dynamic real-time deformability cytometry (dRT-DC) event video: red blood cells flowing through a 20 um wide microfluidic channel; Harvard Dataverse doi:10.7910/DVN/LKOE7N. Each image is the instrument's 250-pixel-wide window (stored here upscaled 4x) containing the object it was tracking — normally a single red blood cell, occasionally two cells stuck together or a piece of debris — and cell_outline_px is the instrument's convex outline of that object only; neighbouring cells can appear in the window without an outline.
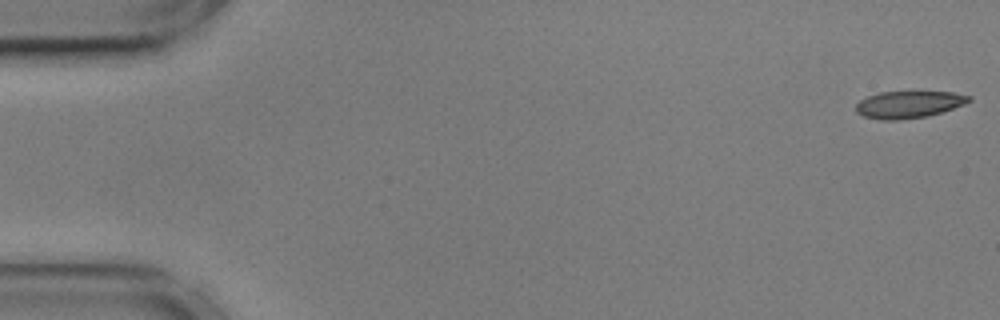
{"species": "common noctule bat (a hibernating species)", "species_latin": "Nyctalus noctula", "temperature_condition": "cold", "stored_images_in_passage": 56, "camera_frame_rate_fps": 3000, "um_per_image_px": 0.085, "animal": {"sex": "male", "body_mass_g": 17.9, "forearm_length_mm": 54.2}, "frame": {"image": 1, "passage_image": 1, "time_ms": 0.0, "image_size_px": [1000, 320], "cell_outline_px": [[972, 100], [964, 104], [928, 116], [900, 120], [880, 120], [864, 116], [856, 112], [856, 104], [860, 100], [868, 96], [880, 92], [952, 92], [972, 96]], "centroid_in_image_um": [77.23, 8.88], "position_along_channel_um": 7.8, "area_um2": 17.74}}
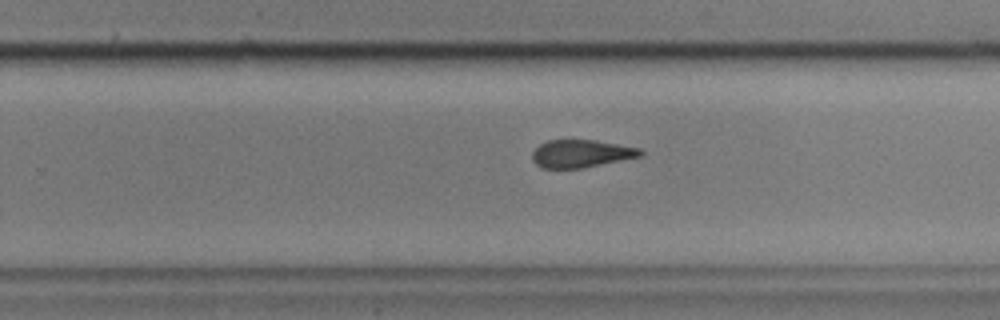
{"frame": {"image": 2, "passage_image": 35, "time_ms": 11.333, "image_size_px": [1000, 320], "cell_outline_px": [[644, 156], [584, 168], [540, 168], [532, 160], [532, 152], [540, 144], [548, 140], [596, 140], [640, 148], [644, 152]], "centroid_in_image_um": [49.43, 13.06], "position_along_channel_um": 280.4, "area_um2": 17.69}}
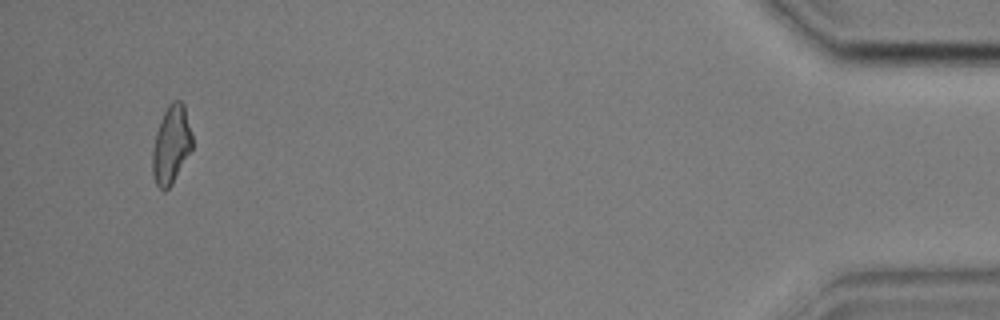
{"frame": {"image": 3, "passage_image": 53, "time_ms": 17.333, "image_size_px": [1000, 320], "cell_outline_px": [[192, 148], [172, 184], [164, 192], [156, 184], [152, 176], [152, 148], [156, 132], [160, 120], [168, 104], [172, 100], [180, 100], [184, 104], [192, 136]], "centroid_in_image_um": [14.53, 12.3], "position_along_channel_um": 420.7, "area_um2": 18.15}}